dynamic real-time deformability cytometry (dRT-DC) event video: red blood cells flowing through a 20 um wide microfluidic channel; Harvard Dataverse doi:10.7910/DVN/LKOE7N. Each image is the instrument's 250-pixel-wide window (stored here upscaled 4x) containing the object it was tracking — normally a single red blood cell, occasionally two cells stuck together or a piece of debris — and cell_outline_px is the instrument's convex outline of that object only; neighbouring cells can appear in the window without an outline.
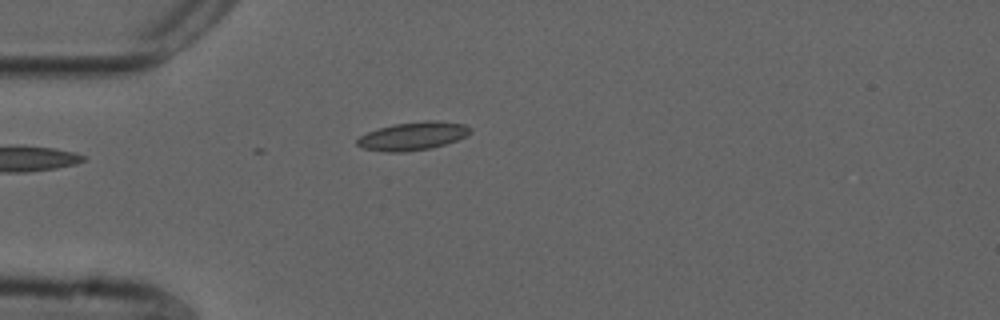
{"species": "common noctule bat (a hibernating species)", "species_latin": "Nyctalus noctula", "temperature_condition": "cold", "stored_images_in_passage": 6, "camera_frame_rate_fps": 3000, "um_per_image_px": 0.085, "animal": {"sex": "male", "forearm_length_mm": 52.5}, "frame": {"image": 1, "passage_image": 1, "time_ms": 0.0, "image_size_px": [1000, 320], "cell_outline_px": [[472, 132], [456, 140], [432, 148], [404, 152], [388, 152], [364, 148], [356, 144], [356, 140], [360, 136], [368, 132], [392, 124], [424, 120], [436, 120], [464, 124], [472, 128]], "centroid_in_image_um": [35.11, 11.55], "position_along_channel_um": 49.9, "area_um2": 18.55}}